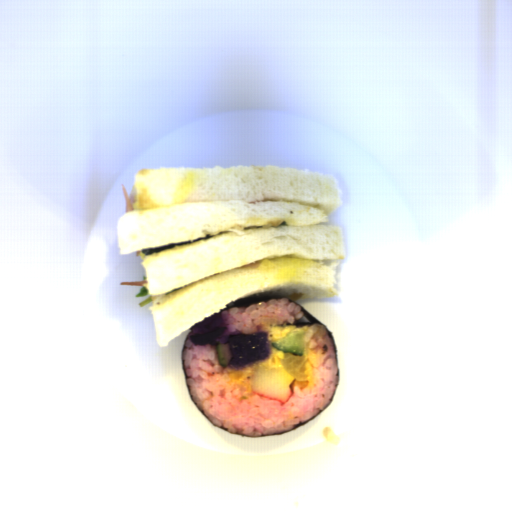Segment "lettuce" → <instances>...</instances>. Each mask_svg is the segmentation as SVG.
Masks as SVG:
<instances>
[{"instance_id": "9fb2a089", "label": "lettuce", "mask_w": 512, "mask_h": 512, "mask_svg": "<svg viewBox=\"0 0 512 512\" xmlns=\"http://www.w3.org/2000/svg\"><path fill=\"white\" fill-rule=\"evenodd\" d=\"M211 237H214V236L212 235V236L203 237V238H199V239H194V240H190V241H185V242H181V243H175V244H170V245H164V246H159V247L142 249L141 252H142L143 255H147V254H151V253H155V252H159V251H163V250H167V249H172V248H176V247L190 245V244H193V243H196V242H199V241L211 238Z\"/></svg>"}, {"instance_id": "494a5c6d", "label": "lettuce", "mask_w": 512, "mask_h": 512, "mask_svg": "<svg viewBox=\"0 0 512 512\" xmlns=\"http://www.w3.org/2000/svg\"><path fill=\"white\" fill-rule=\"evenodd\" d=\"M153 300H154L153 297L149 296L147 299H145L142 302L138 303V307L143 308V307L147 306L148 304L152 303Z\"/></svg>"}, {"instance_id": "88b5c38a", "label": "lettuce", "mask_w": 512, "mask_h": 512, "mask_svg": "<svg viewBox=\"0 0 512 512\" xmlns=\"http://www.w3.org/2000/svg\"><path fill=\"white\" fill-rule=\"evenodd\" d=\"M148 291H149V289H146L144 287L143 283H142L141 289H140L139 293L135 297L139 298V297L147 296L148 295Z\"/></svg>"}]
</instances>
